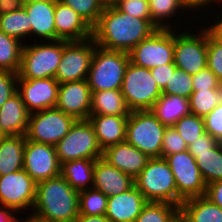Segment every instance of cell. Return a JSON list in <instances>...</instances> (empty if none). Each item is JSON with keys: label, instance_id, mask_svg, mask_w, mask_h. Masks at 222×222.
Returning <instances> with one entry per match:
<instances>
[{"label": "cell", "instance_id": "obj_1", "mask_svg": "<svg viewBox=\"0 0 222 222\" xmlns=\"http://www.w3.org/2000/svg\"><path fill=\"white\" fill-rule=\"evenodd\" d=\"M157 29L151 19L131 16L108 2L93 27V39L101 48L129 53Z\"/></svg>", "mask_w": 222, "mask_h": 222}, {"label": "cell", "instance_id": "obj_2", "mask_svg": "<svg viewBox=\"0 0 222 222\" xmlns=\"http://www.w3.org/2000/svg\"><path fill=\"white\" fill-rule=\"evenodd\" d=\"M31 211L52 222H75L79 215V192L61 175L40 181Z\"/></svg>", "mask_w": 222, "mask_h": 222}, {"label": "cell", "instance_id": "obj_3", "mask_svg": "<svg viewBox=\"0 0 222 222\" xmlns=\"http://www.w3.org/2000/svg\"><path fill=\"white\" fill-rule=\"evenodd\" d=\"M129 53L96 46L87 81L91 91L121 90Z\"/></svg>", "mask_w": 222, "mask_h": 222}, {"label": "cell", "instance_id": "obj_4", "mask_svg": "<svg viewBox=\"0 0 222 222\" xmlns=\"http://www.w3.org/2000/svg\"><path fill=\"white\" fill-rule=\"evenodd\" d=\"M134 183L148 202L177 205L174 175L165 158H149L144 169L134 179Z\"/></svg>", "mask_w": 222, "mask_h": 222}, {"label": "cell", "instance_id": "obj_5", "mask_svg": "<svg viewBox=\"0 0 222 222\" xmlns=\"http://www.w3.org/2000/svg\"><path fill=\"white\" fill-rule=\"evenodd\" d=\"M25 44L18 76L22 79L55 78L63 54V40Z\"/></svg>", "mask_w": 222, "mask_h": 222}, {"label": "cell", "instance_id": "obj_6", "mask_svg": "<svg viewBox=\"0 0 222 222\" xmlns=\"http://www.w3.org/2000/svg\"><path fill=\"white\" fill-rule=\"evenodd\" d=\"M164 126L151 110L131 111L126 125V142L148 157H161Z\"/></svg>", "mask_w": 222, "mask_h": 222}, {"label": "cell", "instance_id": "obj_7", "mask_svg": "<svg viewBox=\"0 0 222 222\" xmlns=\"http://www.w3.org/2000/svg\"><path fill=\"white\" fill-rule=\"evenodd\" d=\"M55 149L60 165L78 159H99L103 153L89 120H76Z\"/></svg>", "mask_w": 222, "mask_h": 222}, {"label": "cell", "instance_id": "obj_8", "mask_svg": "<svg viewBox=\"0 0 222 222\" xmlns=\"http://www.w3.org/2000/svg\"><path fill=\"white\" fill-rule=\"evenodd\" d=\"M121 92L131 111L150 110L162 95L151 71L131 62L126 67Z\"/></svg>", "mask_w": 222, "mask_h": 222}, {"label": "cell", "instance_id": "obj_9", "mask_svg": "<svg viewBox=\"0 0 222 222\" xmlns=\"http://www.w3.org/2000/svg\"><path fill=\"white\" fill-rule=\"evenodd\" d=\"M199 32L174 29V64L189 75H195L207 67V30L203 27ZM193 33V34H192Z\"/></svg>", "mask_w": 222, "mask_h": 222}, {"label": "cell", "instance_id": "obj_10", "mask_svg": "<svg viewBox=\"0 0 222 222\" xmlns=\"http://www.w3.org/2000/svg\"><path fill=\"white\" fill-rule=\"evenodd\" d=\"M76 119L56 107L29 115L26 139L55 146L70 130Z\"/></svg>", "mask_w": 222, "mask_h": 222}, {"label": "cell", "instance_id": "obj_11", "mask_svg": "<svg viewBox=\"0 0 222 222\" xmlns=\"http://www.w3.org/2000/svg\"><path fill=\"white\" fill-rule=\"evenodd\" d=\"M174 175L177 189V206L185 200L205 196L206 183L196 164L195 158L188 150L165 157Z\"/></svg>", "mask_w": 222, "mask_h": 222}, {"label": "cell", "instance_id": "obj_12", "mask_svg": "<svg viewBox=\"0 0 222 222\" xmlns=\"http://www.w3.org/2000/svg\"><path fill=\"white\" fill-rule=\"evenodd\" d=\"M174 28L157 29L138 43L130 52V62L149 70L174 63Z\"/></svg>", "mask_w": 222, "mask_h": 222}, {"label": "cell", "instance_id": "obj_13", "mask_svg": "<svg viewBox=\"0 0 222 222\" xmlns=\"http://www.w3.org/2000/svg\"><path fill=\"white\" fill-rule=\"evenodd\" d=\"M96 46L93 37L82 41L63 40V54L55 75L58 83L87 79Z\"/></svg>", "mask_w": 222, "mask_h": 222}, {"label": "cell", "instance_id": "obj_14", "mask_svg": "<svg viewBox=\"0 0 222 222\" xmlns=\"http://www.w3.org/2000/svg\"><path fill=\"white\" fill-rule=\"evenodd\" d=\"M36 190L37 183L24 169L0 176V206L16 214L33 209Z\"/></svg>", "mask_w": 222, "mask_h": 222}, {"label": "cell", "instance_id": "obj_15", "mask_svg": "<svg viewBox=\"0 0 222 222\" xmlns=\"http://www.w3.org/2000/svg\"><path fill=\"white\" fill-rule=\"evenodd\" d=\"M60 168L55 146L26 139L23 169L36 183L59 176Z\"/></svg>", "mask_w": 222, "mask_h": 222}, {"label": "cell", "instance_id": "obj_16", "mask_svg": "<svg viewBox=\"0 0 222 222\" xmlns=\"http://www.w3.org/2000/svg\"><path fill=\"white\" fill-rule=\"evenodd\" d=\"M59 83L55 78L22 79L18 76L17 93L31 114L56 106Z\"/></svg>", "mask_w": 222, "mask_h": 222}, {"label": "cell", "instance_id": "obj_17", "mask_svg": "<svg viewBox=\"0 0 222 222\" xmlns=\"http://www.w3.org/2000/svg\"><path fill=\"white\" fill-rule=\"evenodd\" d=\"M55 107L76 120H88L91 110V89L87 79L59 84Z\"/></svg>", "mask_w": 222, "mask_h": 222}, {"label": "cell", "instance_id": "obj_18", "mask_svg": "<svg viewBox=\"0 0 222 222\" xmlns=\"http://www.w3.org/2000/svg\"><path fill=\"white\" fill-rule=\"evenodd\" d=\"M56 40L82 41L93 37V28L71 7L55 2Z\"/></svg>", "mask_w": 222, "mask_h": 222}, {"label": "cell", "instance_id": "obj_19", "mask_svg": "<svg viewBox=\"0 0 222 222\" xmlns=\"http://www.w3.org/2000/svg\"><path fill=\"white\" fill-rule=\"evenodd\" d=\"M149 158L145 153L126 141L109 146L102 153L103 160L133 179L144 169Z\"/></svg>", "mask_w": 222, "mask_h": 222}, {"label": "cell", "instance_id": "obj_20", "mask_svg": "<svg viewBox=\"0 0 222 222\" xmlns=\"http://www.w3.org/2000/svg\"><path fill=\"white\" fill-rule=\"evenodd\" d=\"M148 201L134 185L128 191L108 197L105 216L110 222H135Z\"/></svg>", "mask_w": 222, "mask_h": 222}, {"label": "cell", "instance_id": "obj_21", "mask_svg": "<svg viewBox=\"0 0 222 222\" xmlns=\"http://www.w3.org/2000/svg\"><path fill=\"white\" fill-rule=\"evenodd\" d=\"M134 185V179L131 176L108 164L102 158L96 159L93 188L111 197L128 191Z\"/></svg>", "mask_w": 222, "mask_h": 222}, {"label": "cell", "instance_id": "obj_22", "mask_svg": "<svg viewBox=\"0 0 222 222\" xmlns=\"http://www.w3.org/2000/svg\"><path fill=\"white\" fill-rule=\"evenodd\" d=\"M24 8L29 16L31 36L41 38L40 43L56 41L55 2L24 3Z\"/></svg>", "mask_w": 222, "mask_h": 222}, {"label": "cell", "instance_id": "obj_23", "mask_svg": "<svg viewBox=\"0 0 222 222\" xmlns=\"http://www.w3.org/2000/svg\"><path fill=\"white\" fill-rule=\"evenodd\" d=\"M30 113L18 93L14 94L0 107V133L26 135Z\"/></svg>", "mask_w": 222, "mask_h": 222}, {"label": "cell", "instance_id": "obj_24", "mask_svg": "<svg viewBox=\"0 0 222 222\" xmlns=\"http://www.w3.org/2000/svg\"><path fill=\"white\" fill-rule=\"evenodd\" d=\"M129 116L90 115L88 120L92 124L99 145L102 150L109 146L125 142L126 125Z\"/></svg>", "mask_w": 222, "mask_h": 222}, {"label": "cell", "instance_id": "obj_25", "mask_svg": "<svg viewBox=\"0 0 222 222\" xmlns=\"http://www.w3.org/2000/svg\"><path fill=\"white\" fill-rule=\"evenodd\" d=\"M180 219L183 222H222V208L205 196L191 198L181 203Z\"/></svg>", "mask_w": 222, "mask_h": 222}, {"label": "cell", "instance_id": "obj_26", "mask_svg": "<svg viewBox=\"0 0 222 222\" xmlns=\"http://www.w3.org/2000/svg\"><path fill=\"white\" fill-rule=\"evenodd\" d=\"M150 110L166 127L174 126L183 116L191 113L188 98L163 93Z\"/></svg>", "mask_w": 222, "mask_h": 222}, {"label": "cell", "instance_id": "obj_27", "mask_svg": "<svg viewBox=\"0 0 222 222\" xmlns=\"http://www.w3.org/2000/svg\"><path fill=\"white\" fill-rule=\"evenodd\" d=\"M25 135L2 136L0 140V176L23 169Z\"/></svg>", "mask_w": 222, "mask_h": 222}, {"label": "cell", "instance_id": "obj_28", "mask_svg": "<svg viewBox=\"0 0 222 222\" xmlns=\"http://www.w3.org/2000/svg\"><path fill=\"white\" fill-rule=\"evenodd\" d=\"M96 159H78L61 164L60 175L77 192L93 188Z\"/></svg>", "mask_w": 222, "mask_h": 222}, {"label": "cell", "instance_id": "obj_29", "mask_svg": "<svg viewBox=\"0 0 222 222\" xmlns=\"http://www.w3.org/2000/svg\"><path fill=\"white\" fill-rule=\"evenodd\" d=\"M130 112L121 90L91 91L90 115L129 116Z\"/></svg>", "mask_w": 222, "mask_h": 222}, {"label": "cell", "instance_id": "obj_30", "mask_svg": "<svg viewBox=\"0 0 222 222\" xmlns=\"http://www.w3.org/2000/svg\"><path fill=\"white\" fill-rule=\"evenodd\" d=\"M199 167L206 185L222 180V143L219 142L212 150L204 153H190Z\"/></svg>", "mask_w": 222, "mask_h": 222}, {"label": "cell", "instance_id": "obj_31", "mask_svg": "<svg viewBox=\"0 0 222 222\" xmlns=\"http://www.w3.org/2000/svg\"><path fill=\"white\" fill-rule=\"evenodd\" d=\"M150 16L151 21L159 29L173 28L171 27L173 22V16L178 14L181 15L182 11H188V8L183 4L182 0H149ZM182 11H181V10ZM168 19V21H167Z\"/></svg>", "mask_w": 222, "mask_h": 222}, {"label": "cell", "instance_id": "obj_32", "mask_svg": "<svg viewBox=\"0 0 222 222\" xmlns=\"http://www.w3.org/2000/svg\"><path fill=\"white\" fill-rule=\"evenodd\" d=\"M23 46V42L0 30V70L19 72Z\"/></svg>", "mask_w": 222, "mask_h": 222}, {"label": "cell", "instance_id": "obj_33", "mask_svg": "<svg viewBox=\"0 0 222 222\" xmlns=\"http://www.w3.org/2000/svg\"><path fill=\"white\" fill-rule=\"evenodd\" d=\"M0 30L20 42L31 36V24L25 8L0 15Z\"/></svg>", "mask_w": 222, "mask_h": 222}, {"label": "cell", "instance_id": "obj_34", "mask_svg": "<svg viewBox=\"0 0 222 222\" xmlns=\"http://www.w3.org/2000/svg\"><path fill=\"white\" fill-rule=\"evenodd\" d=\"M180 218V206L166 202H148L135 222H176Z\"/></svg>", "mask_w": 222, "mask_h": 222}, {"label": "cell", "instance_id": "obj_35", "mask_svg": "<svg viewBox=\"0 0 222 222\" xmlns=\"http://www.w3.org/2000/svg\"><path fill=\"white\" fill-rule=\"evenodd\" d=\"M222 102V87L193 91L189 98L190 112L204 118Z\"/></svg>", "mask_w": 222, "mask_h": 222}, {"label": "cell", "instance_id": "obj_36", "mask_svg": "<svg viewBox=\"0 0 222 222\" xmlns=\"http://www.w3.org/2000/svg\"><path fill=\"white\" fill-rule=\"evenodd\" d=\"M63 4L71 7L76 13L85 19L93 28L100 18L107 0H59Z\"/></svg>", "mask_w": 222, "mask_h": 222}, {"label": "cell", "instance_id": "obj_37", "mask_svg": "<svg viewBox=\"0 0 222 222\" xmlns=\"http://www.w3.org/2000/svg\"><path fill=\"white\" fill-rule=\"evenodd\" d=\"M107 199L104 193L95 188L79 192V214L105 215Z\"/></svg>", "mask_w": 222, "mask_h": 222}, {"label": "cell", "instance_id": "obj_38", "mask_svg": "<svg viewBox=\"0 0 222 222\" xmlns=\"http://www.w3.org/2000/svg\"><path fill=\"white\" fill-rule=\"evenodd\" d=\"M174 128L188 146L205 133L204 119L191 113L177 121Z\"/></svg>", "mask_w": 222, "mask_h": 222}, {"label": "cell", "instance_id": "obj_39", "mask_svg": "<svg viewBox=\"0 0 222 222\" xmlns=\"http://www.w3.org/2000/svg\"><path fill=\"white\" fill-rule=\"evenodd\" d=\"M193 92L192 75L187 74L180 68H175L169 81L162 90L163 94L177 95L184 98H190Z\"/></svg>", "mask_w": 222, "mask_h": 222}, {"label": "cell", "instance_id": "obj_40", "mask_svg": "<svg viewBox=\"0 0 222 222\" xmlns=\"http://www.w3.org/2000/svg\"><path fill=\"white\" fill-rule=\"evenodd\" d=\"M110 3L119 11L131 16L151 19L149 0H112Z\"/></svg>", "mask_w": 222, "mask_h": 222}, {"label": "cell", "instance_id": "obj_41", "mask_svg": "<svg viewBox=\"0 0 222 222\" xmlns=\"http://www.w3.org/2000/svg\"><path fill=\"white\" fill-rule=\"evenodd\" d=\"M188 150V145L174 126L166 127L163 136L161 157Z\"/></svg>", "mask_w": 222, "mask_h": 222}, {"label": "cell", "instance_id": "obj_42", "mask_svg": "<svg viewBox=\"0 0 222 222\" xmlns=\"http://www.w3.org/2000/svg\"><path fill=\"white\" fill-rule=\"evenodd\" d=\"M207 67L222 83V45L215 41L207 31Z\"/></svg>", "mask_w": 222, "mask_h": 222}, {"label": "cell", "instance_id": "obj_43", "mask_svg": "<svg viewBox=\"0 0 222 222\" xmlns=\"http://www.w3.org/2000/svg\"><path fill=\"white\" fill-rule=\"evenodd\" d=\"M18 73L0 70V107L17 93Z\"/></svg>", "mask_w": 222, "mask_h": 222}, {"label": "cell", "instance_id": "obj_44", "mask_svg": "<svg viewBox=\"0 0 222 222\" xmlns=\"http://www.w3.org/2000/svg\"><path fill=\"white\" fill-rule=\"evenodd\" d=\"M192 85L193 91L219 89L222 87V83L208 67L192 75Z\"/></svg>", "mask_w": 222, "mask_h": 222}, {"label": "cell", "instance_id": "obj_45", "mask_svg": "<svg viewBox=\"0 0 222 222\" xmlns=\"http://www.w3.org/2000/svg\"><path fill=\"white\" fill-rule=\"evenodd\" d=\"M203 119L205 132L222 142V102Z\"/></svg>", "mask_w": 222, "mask_h": 222}, {"label": "cell", "instance_id": "obj_46", "mask_svg": "<svg viewBox=\"0 0 222 222\" xmlns=\"http://www.w3.org/2000/svg\"><path fill=\"white\" fill-rule=\"evenodd\" d=\"M219 141L205 132L188 146L189 153H204L212 150Z\"/></svg>", "mask_w": 222, "mask_h": 222}, {"label": "cell", "instance_id": "obj_47", "mask_svg": "<svg viewBox=\"0 0 222 222\" xmlns=\"http://www.w3.org/2000/svg\"><path fill=\"white\" fill-rule=\"evenodd\" d=\"M175 68L176 66L174 63H169L164 65H159L156 68L150 70L152 76L154 77V80L158 84V87L160 88L161 91L165 88Z\"/></svg>", "mask_w": 222, "mask_h": 222}, {"label": "cell", "instance_id": "obj_48", "mask_svg": "<svg viewBox=\"0 0 222 222\" xmlns=\"http://www.w3.org/2000/svg\"><path fill=\"white\" fill-rule=\"evenodd\" d=\"M205 197L222 208V180L207 185Z\"/></svg>", "mask_w": 222, "mask_h": 222}, {"label": "cell", "instance_id": "obj_49", "mask_svg": "<svg viewBox=\"0 0 222 222\" xmlns=\"http://www.w3.org/2000/svg\"><path fill=\"white\" fill-rule=\"evenodd\" d=\"M216 19L217 21L214 24L211 23V25L207 27L204 25V28L215 41L222 45V16H216Z\"/></svg>", "mask_w": 222, "mask_h": 222}, {"label": "cell", "instance_id": "obj_50", "mask_svg": "<svg viewBox=\"0 0 222 222\" xmlns=\"http://www.w3.org/2000/svg\"><path fill=\"white\" fill-rule=\"evenodd\" d=\"M23 7V0H0V15L19 10Z\"/></svg>", "mask_w": 222, "mask_h": 222}, {"label": "cell", "instance_id": "obj_51", "mask_svg": "<svg viewBox=\"0 0 222 222\" xmlns=\"http://www.w3.org/2000/svg\"><path fill=\"white\" fill-rule=\"evenodd\" d=\"M222 3V0H182L183 4L188 8V10H194V12L198 9L200 11V7L204 8L206 10L207 7L210 6V4L214 2L219 4ZM207 6V7H206Z\"/></svg>", "mask_w": 222, "mask_h": 222}, {"label": "cell", "instance_id": "obj_52", "mask_svg": "<svg viewBox=\"0 0 222 222\" xmlns=\"http://www.w3.org/2000/svg\"><path fill=\"white\" fill-rule=\"evenodd\" d=\"M75 222H110V220L105 215L79 214Z\"/></svg>", "mask_w": 222, "mask_h": 222}, {"label": "cell", "instance_id": "obj_53", "mask_svg": "<svg viewBox=\"0 0 222 222\" xmlns=\"http://www.w3.org/2000/svg\"><path fill=\"white\" fill-rule=\"evenodd\" d=\"M17 216L10 208L0 206V222H13Z\"/></svg>", "mask_w": 222, "mask_h": 222}, {"label": "cell", "instance_id": "obj_54", "mask_svg": "<svg viewBox=\"0 0 222 222\" xmlns=\"http://www.w3.org/2000/svg\"><path fill=\"white\" fill-rule=\"evenodd\" d=\"M31 216H28L27 218L24 219V222H52V221H48L45 219H42L36 215H34L33 213L30 214Z\"/></svg>", "mask_w": 222, "mask_h": 222}, {"label": "cell", "instance_id": "obj_55", "mask_svg": "<svg viewBox=\"0 0 222 222\" xmlns=\"http://www.w3.org/2000/svg\"><path fill=\"white\" fill-rule=\"evenodd\" d=\"M24 3H34V2H56L59 0H23Z\"/></svg>", "mask_w": 222, "mask_h": 222}, {"label": "cell", "instance_id": "obj_56", "mask_svg": "<svg viewBox=\"0 0 222 222\" xmlns=\"http://www.w3.org/2000/svg\"><path fill=\"white\" fill-rule=\"evenodd\" d=\"M13 222H24V219L22 218V219H18V217L13 221Z\"/></svg>", "mask_w": 222, "mask_h": 222}, {"label": "cell", "instance_id": "obj_57", "mask_svg": "<svg viewBox=\"0 0 222 222\" xmlns=\"http://www.w3.org/2000/svg\"><path fill=\"white\" fill-rule=\"evenodd\" d=\"M176 222H183L180 218Z\"/></svg>", "mask_w": 222, "mask_h": 222}]
</instances>
